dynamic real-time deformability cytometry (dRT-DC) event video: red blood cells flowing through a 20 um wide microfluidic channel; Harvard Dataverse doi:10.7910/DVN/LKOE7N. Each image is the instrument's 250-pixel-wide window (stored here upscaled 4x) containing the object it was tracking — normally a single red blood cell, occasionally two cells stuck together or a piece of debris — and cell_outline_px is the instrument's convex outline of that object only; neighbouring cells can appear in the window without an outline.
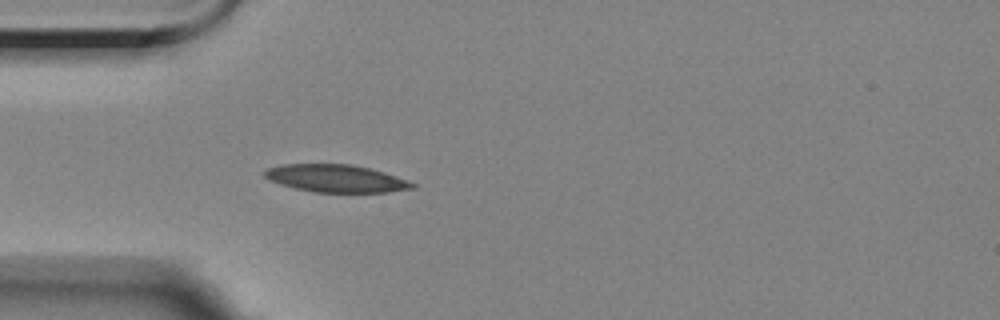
{"species": "Egyptian fruit bat (a non-hibernating species)", "species_latin": "Rousettus aegyptiacus", "temperature_condition": "room temperature", "stored_images_in_passage": 3, "camera_frame_rate_fps": 3000, "um_per_image_px": 0.085, "animal": {"sex": "female"}, "frame": {"image": 1, "passage_image": 3, "time_ms": 2.333, "image_size_px": [1000, 320], "cell_outline_px": [[416, 188], [388, 192], [316, 192], [296, 188], [280, 184], [264, 176], [264, 172], [268, 168], [284, 164], [352, 164], [372, 168], [408, 180], [416, 184]], "centroid_in_image_um": [28.62, 15.16], "position_along_channel_um": 56.4, "area_um2": 23.64}}